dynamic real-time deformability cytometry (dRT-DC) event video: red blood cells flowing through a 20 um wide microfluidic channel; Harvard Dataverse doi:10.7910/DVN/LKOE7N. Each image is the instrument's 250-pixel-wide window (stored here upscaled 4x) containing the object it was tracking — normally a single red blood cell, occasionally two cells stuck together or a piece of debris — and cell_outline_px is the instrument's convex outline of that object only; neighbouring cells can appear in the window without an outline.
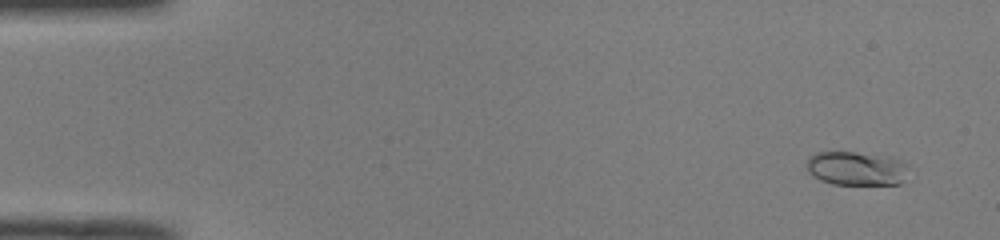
{"species": "common noctule bat (a hibernating species)", "species_latin": "Nyctalus noctula", "temperature_condition": "room temperature", "stored_images_in_passage": 52, "camera_frame_rate_fps": 3000, "um_per_image_px": 0.085, "animal": {"sex": "male", "body_mass_g": 19.0, "forearm_length_mm": 50.8}, "frame": {"image": 1, "passage_image": 4, "time_ms": 1.0, "image_size_px": [1000, 240], "cell_outline_px": [[908, 164], [900, 184], [832, 184], [820, 180], [808, 172], [808, 156], [816, 152], [852, 152], [888, 156], [900, 160]], "centroid_in_image_um": [72.76, 14.31], "position_along_channel_um": 12.2, "area_um2": 19.94}}
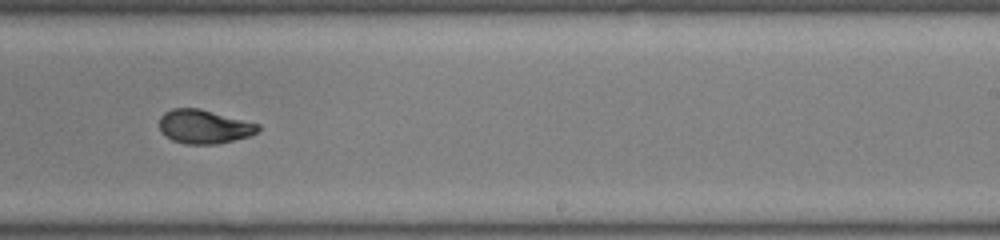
{"frame": {"image": 2, "passage_image": 33, "time_ms": 10.667, "image_size_px": [1000, 240], "cell_outline_px": [[260, 128], [256, 132], [248, 136], [220, 144], [184, 144], [172, 140], [160, 132], [160, 116], [164, 112], [172, 108], [200, 108], [260, 124]], "centroid_in_image_um": [17.33, 10.76], "position_along_channel_um": 271.7, "area_um2": 19.59}}
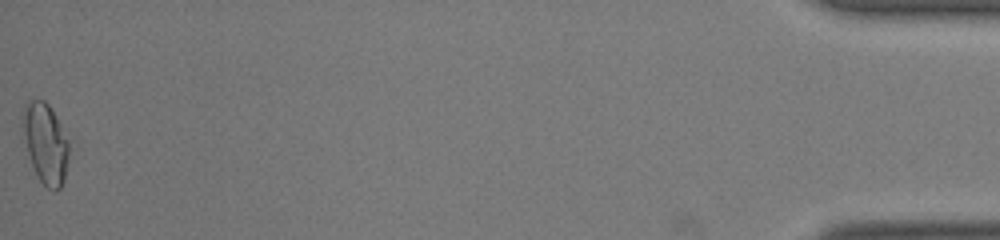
{"frame": {"image": 3, "passage_image": 52, "time_ms": 17.0, "image_size_px": [1000, 240], "cell_outline_px": [[68, 160], [64, 180], [60, 188], [56, 192], [48, 188], [40, 180], [32, 164], [20, 128], [20, 116], [24, 108], [32, 100], [44, 100], [48, 104], [60, 124], [68, 140]], "centroid_in_image_um": [3.84, 12.18], "position_along_channel_um": 431.4, "area_um2": 21.56}, "authors_computed_cell_mechanics": {"area_um2": 19.652, "velocity_mm_per_s": 4.0176, "shape_relaxation_time_tau1_ms": 3.5186, "shape_relaxation_time_tau2_ms": 1.0175, "deformation_change_tau1": 0.1512, "deformation_change_tau2": 0.0537}}